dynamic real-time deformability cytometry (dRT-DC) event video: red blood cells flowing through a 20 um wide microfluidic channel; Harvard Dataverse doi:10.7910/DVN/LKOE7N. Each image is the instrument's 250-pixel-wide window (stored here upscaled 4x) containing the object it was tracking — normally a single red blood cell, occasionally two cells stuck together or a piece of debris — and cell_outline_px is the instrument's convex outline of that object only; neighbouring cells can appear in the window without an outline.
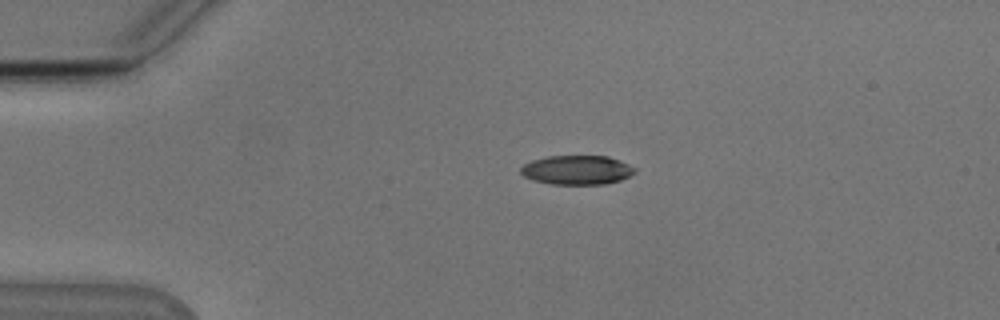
{"species": "Egyptian fruit bat (a non-hibernating species)", "species_latin": "Rousettus aegyptiacus", "temperature_condition": "cold", "stored_images_in_passage": 43, "camera_frame_rate_fps": 3000, "um_per_image_px": 0.085, "animal": {"sex": "male"}, "frame": {"image": 1, "passage_image": 1, "time_ms": 0.0, "image_size_px": [1000, 320], "cell_outline_px": [[636, 172], [620, 180], [604, 184], [552, 184], [532, 180], [524, 176], [520, 172], [520, 168], [524, 164], [532, 160], [548, 156], [608, 156], [620, 160], [636, 168]], "centroid_in_image_um": [49.03, 14.44], "position_along_channel_um": 36.0, "area_um2": 19.42}}
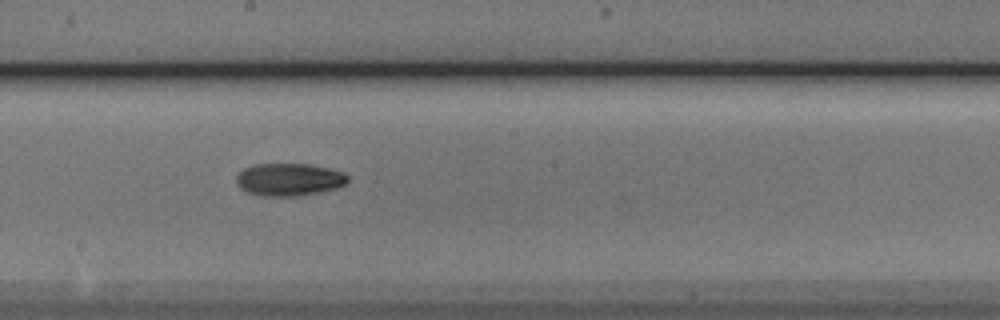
{"frame": {"image": 2, "passage_image": 19, "time_ms": 6.0, "image_size_px": [1000, 320], "cell_outline_px": [[348, 184], [336, 188], [320, 192], [296, 196], [260, 196], [248, 192], [240, 188], [236, 184], [236, 176], [244, 168], [256, 164], [308, 164], [328, 168], [344, 172], [348, 176]], "centroid_in_image_um": [24.58, 15.26], "position_along_channel_um": 223.6, "area_um2": 21.27}}
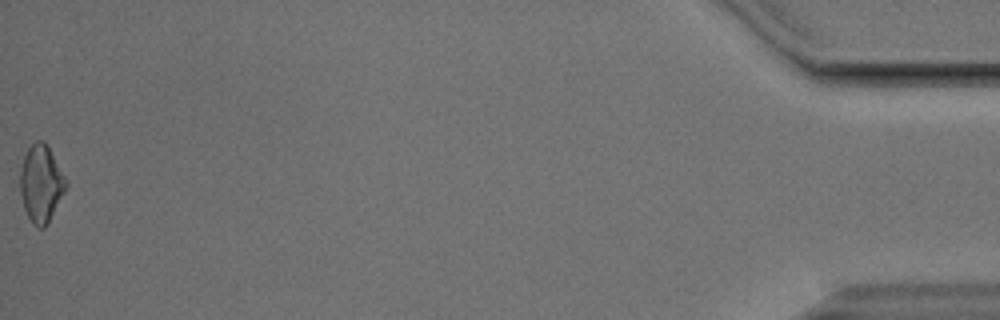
{"frame": {"image": 3, "passage_image": 43, "time_ms": 14.0, "image_size_px": [1000, 320], "cell_outline_px": [[68, 184], [48, 224], [44, 228], [36, 228], [32, 224], [24, 208], [20, 192], [20, 168], [24, 156], [28, 148], [36, 140], [44, 140], [48, 144], [68, 180]], "centroid_in_image_um": [3.51, 15.59], "position_along_channel_um": 431.7, "area_um2": 20.98}, "authors_computed_cell_mechanics": {"area_um2": 20.0566, "velocity_mm_per_s": 3.8328, "shape_relaxation_time_tau1_ms": 3.5445, "shape_relaxation_time_tau2_ms": null, "deformation_change_tau1": 0.1529, "deformation_change_tau2": null}}